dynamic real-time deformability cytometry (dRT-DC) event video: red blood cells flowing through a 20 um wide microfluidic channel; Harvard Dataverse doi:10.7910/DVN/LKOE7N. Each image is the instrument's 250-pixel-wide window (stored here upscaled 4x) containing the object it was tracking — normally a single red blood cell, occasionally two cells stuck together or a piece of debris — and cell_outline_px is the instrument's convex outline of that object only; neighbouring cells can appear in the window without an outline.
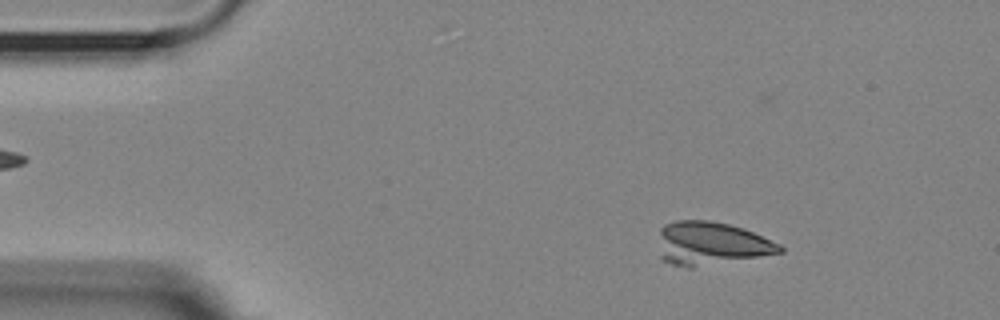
{"species": "Egyptian fruit bat (a non-hibernating species)", "species_latin": "Rousettus aegyptiacus", "temperature_condition": "room temperature", "stored_images_in_passage": 53, "camera_frame_rate_fps": 3000, "um_per_image_px": 0.085, "animal": {"sex": "female"}, "frame": {"image": 1, "passage_image": 5, "time_ms": 1.333, "image_size_px": [1000, 320], "cell_outline_px": [[784, 252], [692, 268], [688, 268], [672, 264], [660, 260], [660, 228], [664, 224], [676, 220], [708, 220], [728, 224], [744, 228], [780, 244], [784, 248]], "centroid_in_image_um": [60.43, 20.7], "position_along_channel_um": 24.6, "area_um2": 30.69}}
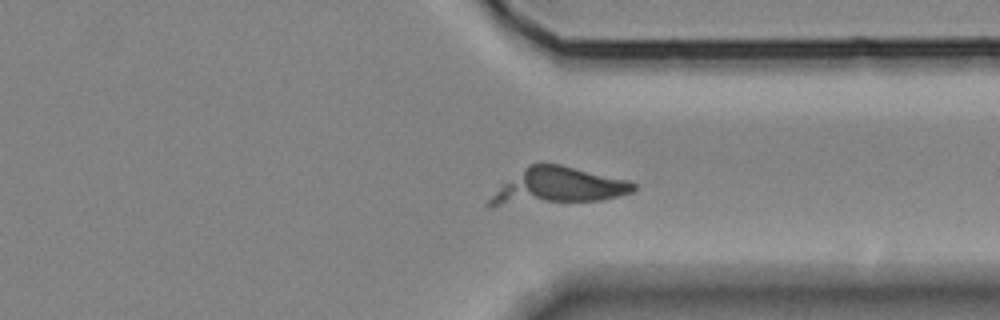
{"frame": {"image": 2, "passage_image": 39, "time_ms": 12.667, "image_size_px": [1000, 320], "cell_outline_px": [[636, 188], [632, 192], [604, 200], [492, 208], [488, 208], [488, 200], [504, 184], [528, 164], [560, 164], [628, 180], [636, 184]], "centroid_in_image_um": [47.4, 15.87], "position_along_channel_um": 364.0, "area_um2": 30.92}}
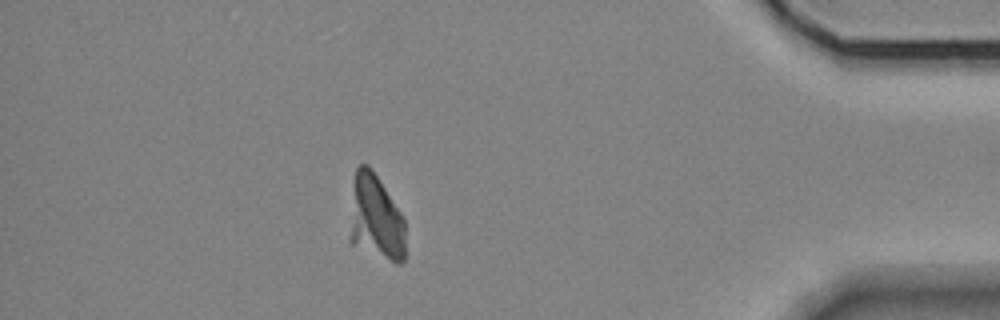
{"frame": {"image": 3, "passage_image": 46, "time_ms": 15.0, "image_size_px": [1000, 320], "cell_outline_px": [[404, 260], [400, 264], [396, 264], [348, 244], [348, 240], [356, 168], [360, 164], [368, 164], [372, 168], [400, 212], [404, 220]], "centroid_in_image_um": [31.92, 18.57], "position_along_channel_um": 403.3, "area_um2": 27.74}}